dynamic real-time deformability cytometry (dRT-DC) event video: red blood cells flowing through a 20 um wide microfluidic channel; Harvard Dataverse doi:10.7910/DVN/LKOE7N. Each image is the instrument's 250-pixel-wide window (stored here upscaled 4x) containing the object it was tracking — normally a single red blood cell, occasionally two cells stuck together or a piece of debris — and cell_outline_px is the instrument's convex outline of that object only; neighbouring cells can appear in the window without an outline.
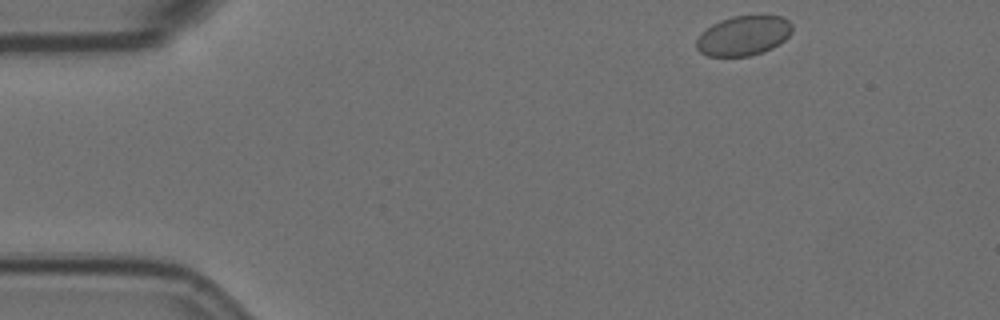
{"species": "Egyptian fruit bat (a non-hibernating species)", "species_latin": "Rousettus aegyptiacus", "temperature_condition": "room temperature", "stored_images_in_passage": 6, "camera_frame_rate_fps": 3000, "um_per_image_px": 0.085, "animal": {"sex": "female"}, "frame": {"image": 1, "passage_image": 1, "time_ms": 0.0, "image_size_px": [1000, 320], "cell_outline_px": [[792, 32], [784, 40], [772, 48], [748, 56], [708, 56], [700, 52], [696, 48], [696, 40], [700, 32], [712, 24], [720, 20], [732, 16], [780, 16], [788, 20], [792, 24]], "centroid_in_image_um": [63.16, 3.03], "position_along_channel_um": 21.8, "area_um2": 22.14}}